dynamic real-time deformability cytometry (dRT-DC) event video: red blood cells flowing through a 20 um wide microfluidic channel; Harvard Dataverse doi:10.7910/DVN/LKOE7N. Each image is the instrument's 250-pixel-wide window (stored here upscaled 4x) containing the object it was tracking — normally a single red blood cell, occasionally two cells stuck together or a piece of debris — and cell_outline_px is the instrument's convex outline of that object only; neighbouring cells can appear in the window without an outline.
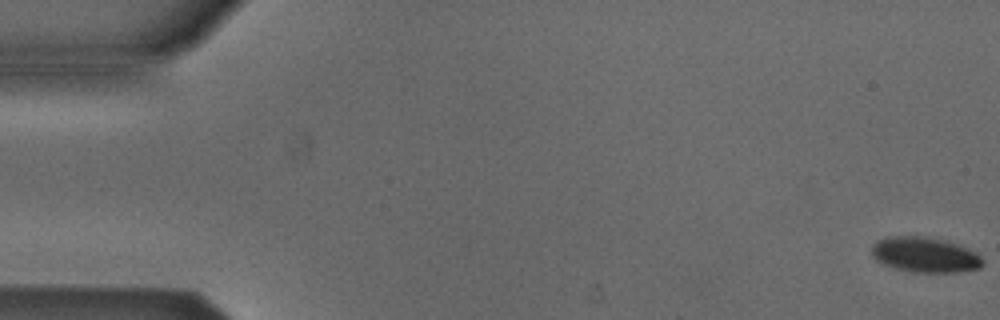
{"species": "Egyptian fruit bat (a non-hibernating species)", "species_latin": "Rousettus aegyptiacus", "temperature_condition": "cold", "stored_images_in_passage": 54, "camera_frame_rate_fps": 3000, "um_per_image_px": 0.085, "animal": {"sex": "male"}, "frame": {"image": 1, "passage_image": 1, "time_ms": 0.0, "image_size_px": [1000, 320], "cell_outline_px": [[984, 264], [980, 268], [956, 272], [912, 272], [896, 268], [884, 264], [876, 260], [872, 256], [872, 244], [884, 236], [928, 236], [956, 244], [968, 248], [976, 252], [984, 260]], "centroid_in_image_um": [78.61, 21.65], "position_along_channel_um": 6.4, "area_um2": 22.89}}
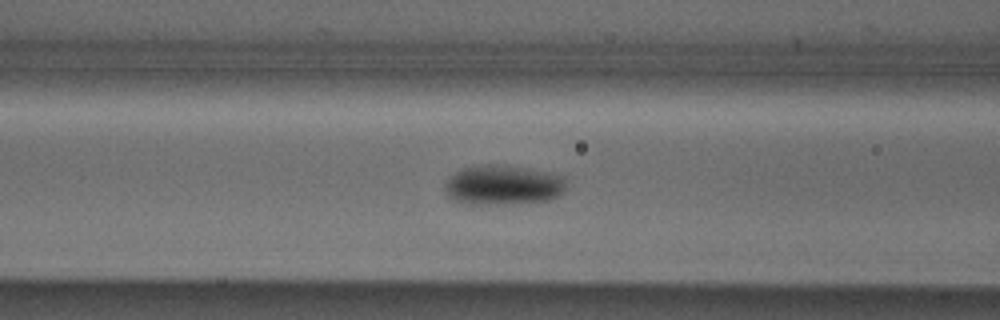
{"frame": {"image": 2, "passage_image": 22, "time_ms": 7.0, "image_size_px": [1000, 320], "cell_outline_px": [[564, 192], [560, 196], [548, 200], [512, 204], [464, 204], [448, 196], [444, 192], [444, 188], [448, 176], [460, 168], [476, 164], [508, 164], [548, 172], [564, 176]], "centroid_in_image_um": [42.72, 15.71], "position_along_channel_um": 123.9, "area_um2": 28.84}}
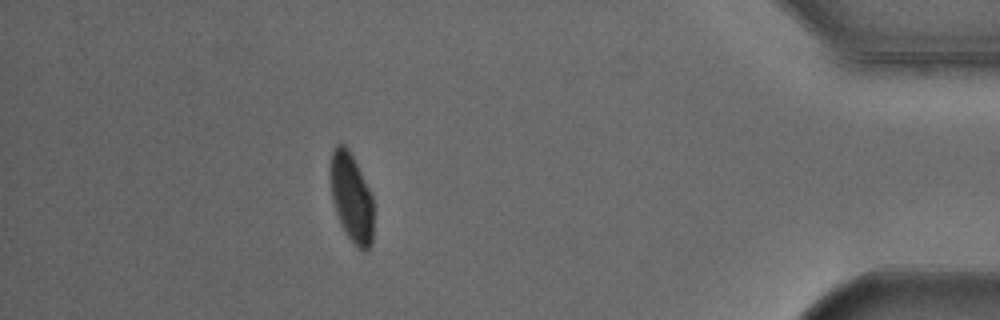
{"frame": {"image": 3, "passage_image": 48, "time_ms": 15.667, "image_size_px": [1000, 320], "cell_outline_px": [[372, 244], [368, 252], [364, 252], [356, 248], [344, 232], [340, 224], [332, 200], [328, 168], [332, 152], [340, 144], [344, 144], [348, 148], [372, 196]], "centroid_in_image_um": [29.84, 16.86], "position_along_channel_um": 405.4, "area_um2": 22.48}, "authors_computed_cell_mechanics": {"area_um2": 24.5072, "velocity_mm_per_s": 3.843, "shape_relaxation_time_tau1_ms": 2.9853, "shape_relaxation_time_tau2_ms": null, "deformation_change_tau1": 0.087, "deformation_change_tau2": null}}